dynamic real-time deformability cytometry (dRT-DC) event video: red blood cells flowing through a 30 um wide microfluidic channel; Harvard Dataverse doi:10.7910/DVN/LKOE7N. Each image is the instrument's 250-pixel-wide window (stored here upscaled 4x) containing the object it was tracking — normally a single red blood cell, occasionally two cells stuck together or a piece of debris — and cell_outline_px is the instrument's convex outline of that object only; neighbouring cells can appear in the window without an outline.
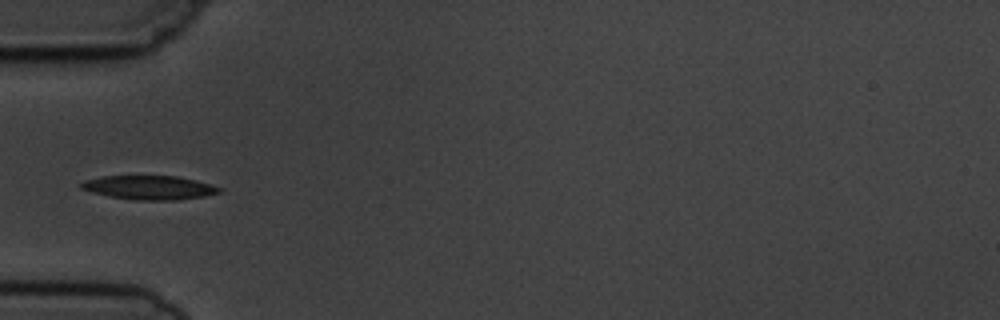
{"species": "common noctule bat (a hibernating species)", "species_latin": "Nyctalus noctula", "temperature_condition": "cold", "stored_images_in_passage": 8, "camera_frame_rate_fps": 3000, "um_per_image_px": 0.085, "animal": {"sex": "male", "body_mass_g": 19.5, "forearm_length_mm": 54.6}, "frame": {"image": 1, "passage_image": 5, "time_ms": 5.333, "image_size_px": [1000, 320], "cell_outline_px": [[224, 188], [220, 192], [204, 196], [176, 200], [136, 200], [108, 196], [92, 192], [80, 188], [80, 184], [84, 180], [104, 176], [176, 176], [196, 180]], "centroid_in_image_um": [12.7, 15.94], "position_along_channel_um": 72.3, "area_um2": 19.25}}
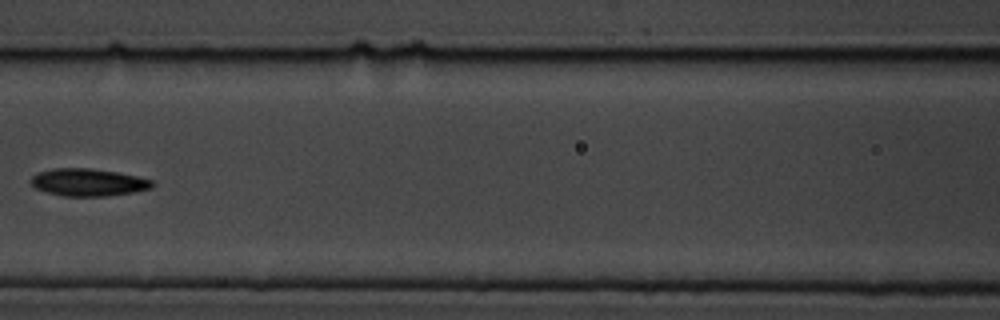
{"frame": {"image": 2, "passage_image": 7, "time_ms": 7.667, "image_size_px": [1000, 320], "cell_outline_px": [[152, 188], [132, 192], [108, 196], [64, 196], [48, 192], [36, 188], [28, 180], [36, 172], [52, 168], [88, 168], [116, 172], [136, 176], [152, 180]], "centroid_in_image_um": [7.44, 15.49], "position_along_channel_um": 159.2, "area_um2": 19.31}}
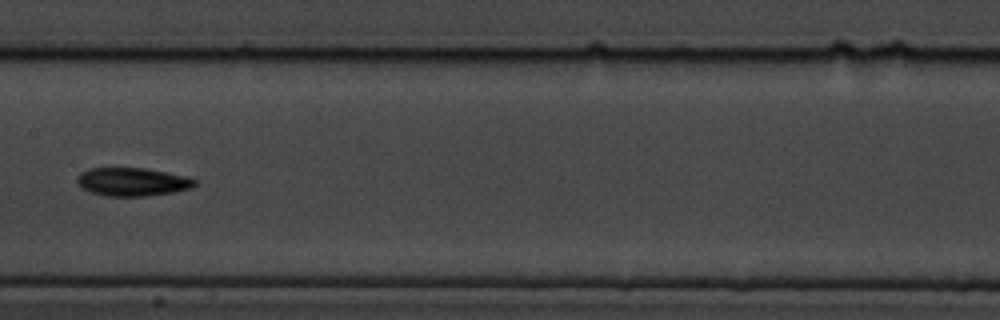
{"frame": {"image": 3, "passage_image": 8, "time_ms": 8.667, "image_size_px": [1000, 320], "cell_outline_px": [[196, 184], [192, 188], [172, 192], [144, 196], [108, 196], [88, 192], [76, 184], [76, 176], [80, 172], [88, 168], [144, 168], [188, 176], [196, 180]], "centroid_in_image_um": [11.2, 15.45], "position_along_channel_um": 196.2, "area_um2": 19.59}}